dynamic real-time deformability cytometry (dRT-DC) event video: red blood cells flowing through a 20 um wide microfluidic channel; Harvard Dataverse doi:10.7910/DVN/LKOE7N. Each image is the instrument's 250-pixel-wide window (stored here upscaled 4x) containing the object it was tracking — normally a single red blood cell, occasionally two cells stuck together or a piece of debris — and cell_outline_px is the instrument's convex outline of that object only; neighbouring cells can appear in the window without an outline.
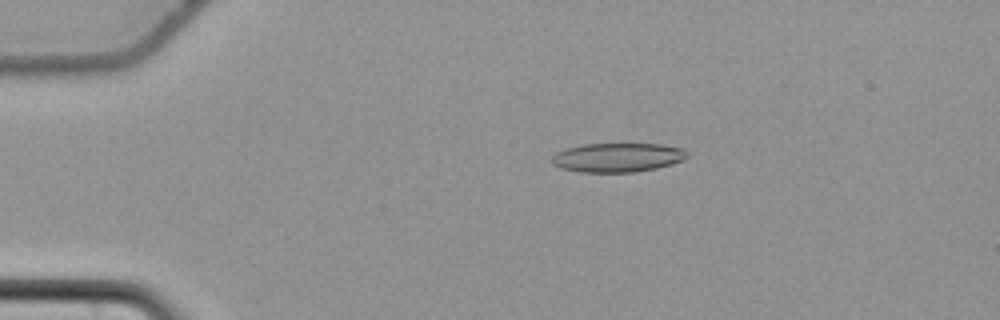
{"species": "common noctule bat (a hibernating species)", "species_latin": "Nyctalus noctula", "temperature_condition": "cold", "stored_images_in_passage": 57, "camera_frame_rate_fps": 3000, "um_per_image_px": 0.085, "animal": {"sex": "female", "body_mass_g": 22.7, "forearm_length_mm": 54.2}, "frame": {"image": 1, "passage_image": 13, "time_ms": 4.0, "image_size_px": [1000, 320], "cell_outline_px": [[688, 156], [684, 160], [672, 164], [656, 168], [636, 172], [580, 172], [560, 168], [552, 164], [552, 156], [556, 152], [564, 148], [580, 144], [664, 144], [684, 148], [688, 152]], "centroid_in_image_um": [52.5, 13.38], "position_along_channel_um": 32.5, "area_um2": 23.29}}
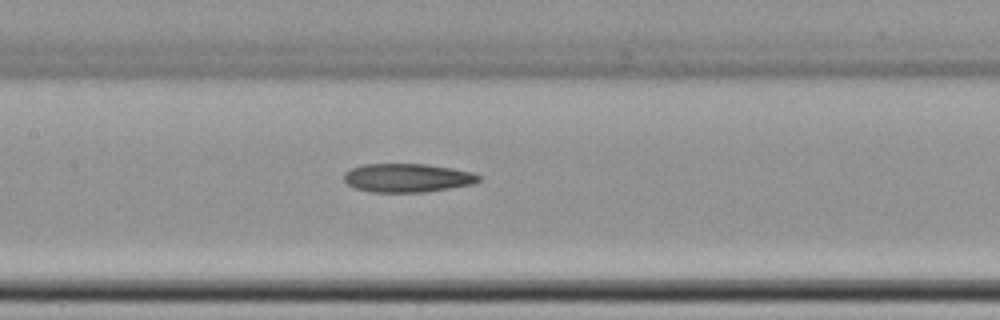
{"frame": {"image": 2, "passage_image": 29, "time_ms": 9.333, "image_size_px": [1000, 320], "cell_outline_px": [[480, 180], [472, 184], [424, 192], [372, 192], [352, 188], [344, 180], [344, 172], [352, 168], [364, 164], [428, 164], [452, 168], [472, 172], [480, 176]], "centroid_in_image_um": [34.59, 15.11], "position_along_channel_um": 172.8, "area_um2": 22.48}}
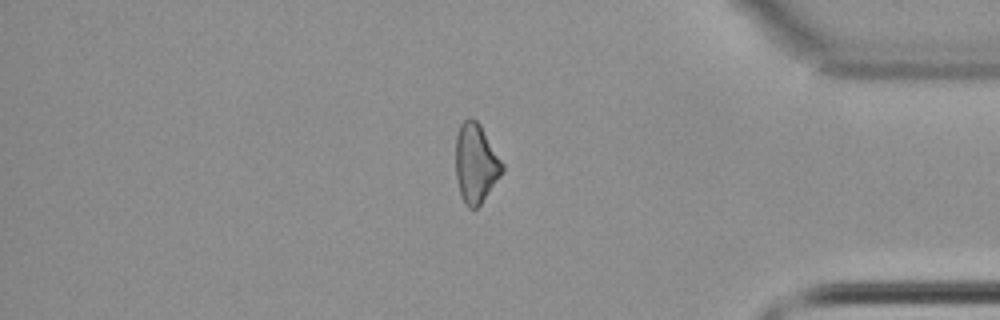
{"frame": {"image": 3, "passage_image": 49, "time_ms": 16.0, "image_size_px": [1000, 320], "cell_outline_px": [[504, 168], [500, 176], [480, 204], [476, 208], [468, 208], [460, 192], [456, 180], [456, 136], [460, 124], [468, 116], [472, 116], [480, 124], [504, 164]], "centroid_in_image_um": [40.43, 13.83], "position_along_channel_um": 394.8, "area_um2": 21.39}}